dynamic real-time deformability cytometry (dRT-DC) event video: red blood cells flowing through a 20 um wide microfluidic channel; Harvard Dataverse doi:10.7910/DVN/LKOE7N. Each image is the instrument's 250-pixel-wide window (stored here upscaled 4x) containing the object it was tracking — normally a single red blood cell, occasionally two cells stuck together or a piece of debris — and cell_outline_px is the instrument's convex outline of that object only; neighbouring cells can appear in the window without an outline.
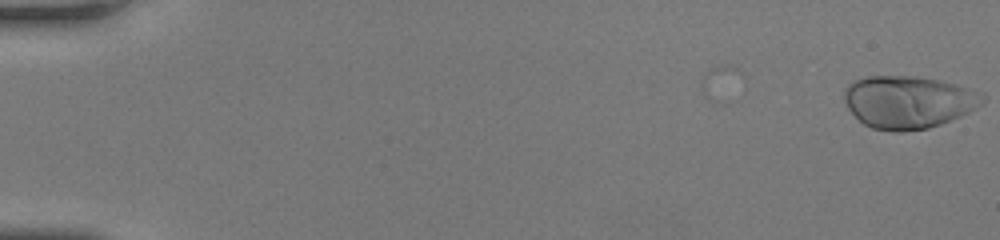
{"species": "human", "species_latin": "Homo sapiens", "temperature_condition": "room temperature", "stored_images_in_passage": 7, "camera_frame_rate_fps": 3000, "um_per_image_px": 0.085, "donor": {"sex": "female"}, "frame": {"image": 1, "passage_image": 7, "time_ms": 2.0, "image_size_px": [1000, 240], "cell_outline_px": [[972, 108], [968, 112], [960, 116], [940, 124], [928, 128], [900, 132], [896, 132], [872, 128], [864, 124], [848, 108], [844, 100], [844, 88], [848, 84], [856, 80], [868, 76], [916, 76], [940, 80], [956, 84], [964, 88], [972, 104]], "centroid_in_image_um": [76.95, 8.68], "position_along_channel_um": 8.0, "area_um2": 40.52}}